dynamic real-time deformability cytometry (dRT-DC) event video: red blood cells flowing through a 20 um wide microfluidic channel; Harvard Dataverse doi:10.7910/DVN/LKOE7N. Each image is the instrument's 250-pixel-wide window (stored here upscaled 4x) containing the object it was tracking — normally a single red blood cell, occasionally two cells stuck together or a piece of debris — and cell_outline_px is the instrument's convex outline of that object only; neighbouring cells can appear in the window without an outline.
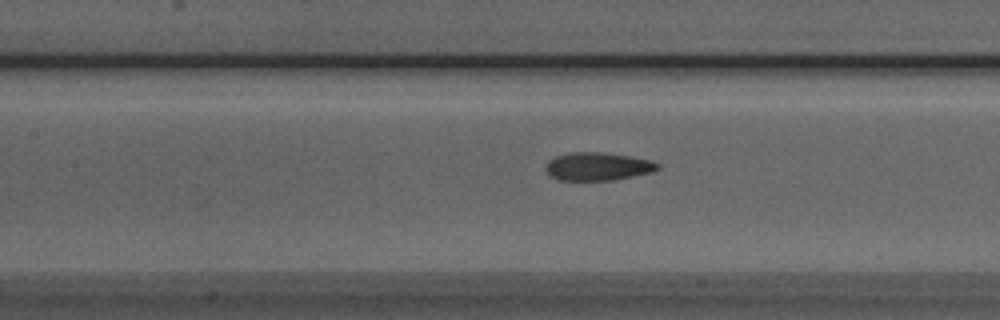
{"species": "Egyptian fruit bat (a non-hibernating species)", "species_latin": "Rousettus aegyptiacus", "temperature_condition": "room temperature", "stored_images_in_passage": 40, "camera_frame_rate_fps": 3000, "um_per_image_px": 0.085, "animal": {"sex": "male"}, "frame": {"image": 1, "passage_image": 20, "time_ms": 6.333, "image_size_px": [1000, 320], "cell_outline_px": [[660, 168], [652, 172], [612, 180], [556, 180], [548, 176], [544, 168], [548, 160], [556, 156], [572, 152], [600, 152], [628, 156], [652, 160], [660, 164]], "centroid_in_image_um": [50.77, 14.15], "position_along_channel_um": 156.6, "area_um2": 18.44}}
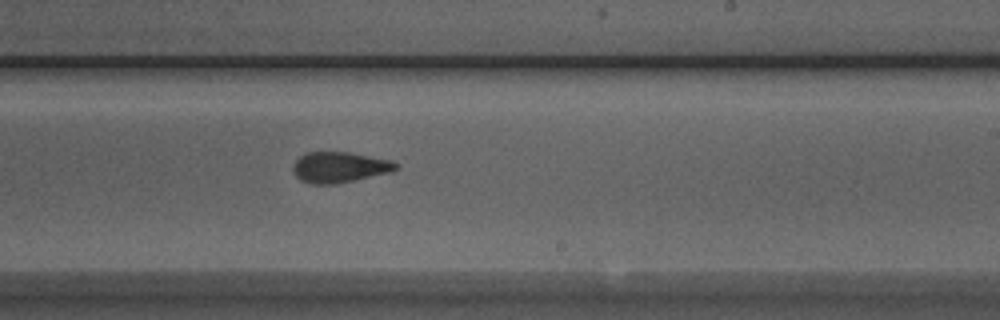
{"frame": {"image": 2, "passage_image": 28, "time_ms": 9.0, "image_size_px": [1000, 320], "cell_outline_px": [[396, 168], [392, 172], [356, 180], [336, 184], [308, 184], [300, 180], [292, 172], [292, 168], [296, 160], [304, 152], [348, 152], [388, 160], [396, 164]], "centroid_in_image_um": [28.78, 14.23], "position_along_channel_um": 260.2, "area_um2": 18.38}}
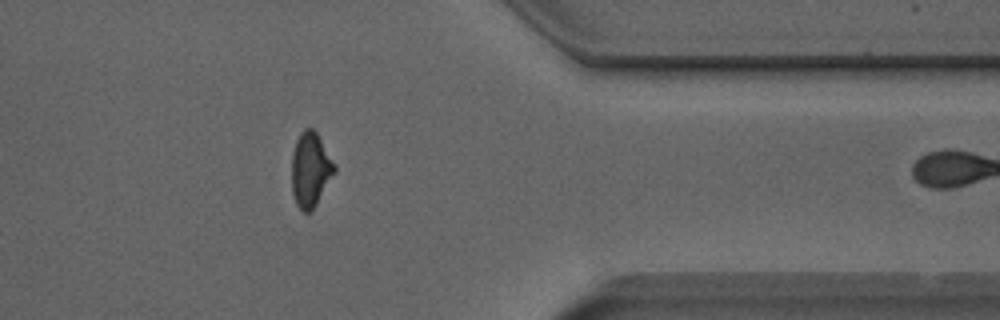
{"frame": {"image": 3, "passage_image": 39, "time_ms": 12.667, "image_size_px": [1000, 320], "cell_outline_px": [[336, 172], [312, 212], [304, 212], [296, 204], [292, 192], [292, 152], [296, 140], [300, 132], [304, 128], [312, 128], [316, 132], [336, 164]], "centroid_in_image_um": [26.4, 14.42], "position_along_channel_um": 385.0, "area_um2": 18.84}}